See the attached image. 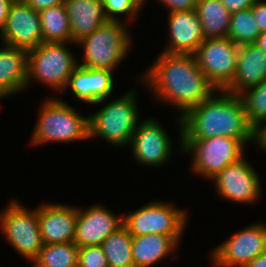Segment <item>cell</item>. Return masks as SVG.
<instances>
[{
    "label": "cell",
    "instance_id": "30",
    "mask_svg": "<svg viewBox=\"0 0 266 267\" xmlns=\"http://www.w3.org/2000/svg\"><path fill=\"white\" fill-rule=\"evenodd\" d=\"M77 267H109L101 245L79 247Z\"/></svg>",
    "mask_w": 266,
    "mask_h": 267
},
{
    "label": "cell",
    "instance_id": "22",
    "mask_svg": "<svg viewBox=\"0 0 266 267\" xmlns=\"http://www.w3.org/2000/svg\"><path fill=\"white\" fill-rule=\"evenodd\" d=\"M177 244L172 237L166 235L132 236L134 267H150L172 253Z\"/></svg>",
    "mask_w": 266,
    "mask_h": 267
},
{
    "label": "cell",
    "instance_id": "32",
    "mask_svg": "<svg viewBox=\"0 0 266 267\" xmlns=\"http://www.w3.org/2000/svg\"><path fill=\"white\" fill-rule=\"evenodd\" d=\"M260 32L266 31V1L258 0L251 7Z\"/></svg>",
    "mask_w": 266,
    "mask_h": 267
},
{
    "label": "cell",
    "instance_id": "23",
    "mask_svg": "<svg viewBox=\"0 0 266 267\" xmlns=\"http://www.w3.org/2000/svg\"><path fill=\"white\" fill-rule=\"evenodd\" d=\"M195 11L201 22L204 39L227 37L231 14L221 0H198Z\"/></svg>",
    "mask_w": 266,
    "mask_h": 267
},
{
    "label": "cell",
    "instance_id": "31",
    "mask_svg": "<svg viewBox=\"0 0 266 267\" xmlns=\"http://www.w3.org/2000/svg\"><path fill=\"white\" fill-rule=\"evenodd\" d=\"M168 7L169 12L189 11L196 8L198 0H158Z\"/></svg>",
    "mask_w": 266,
    "mask_h": 267
},
{
    "label": "cell",
    "instance_id": "34",
    "mask_svg": "<svg viewBox=\"0 0 266 267\" xmlns=\"http://www.w3.org/2000/svg\"><path fill=\"white\" fill-rule=\"evenodd\" d=\"M28 6L35 11L49 8L51 6L64 4L65 0H23Z\"/></svg>",
    "mask_w": 266,
    "mask_h": 267
},
{
    "label": "cell",
    "instance_id": "29",
    "mask_svg": "<svg viewBox=\"0 0 266 267\" xmlns=\"http://www.w3.org/2000/svg\"><path fill=\"white\" fill-rule=\"evenodd\" d=\"M107 20L118 21L117 15L134 17L144 4L143 0H102Z\"/></svg>",
    "mask_w": 266,
    "mask_h": 267
},
{
    "label": "cell",
    "instance_id": "24",
    "mask_svg": "<svg viewBox=\"0 0 266 267\" xmlns=\"http://www.w3.org/2000/svg\"><path fill=\"white\" fill-rule=\"evenodd\" d=\"M43 42L72 43L71 27L65 4L39 11Z\"/></svg>",
    "mask_w": 266,
    "mask_h": 267
},
{
    "label": "cell",
    "instance_id": "17",
    "mask_svg": "<svg viewBox=\"0 0 266 267\" xmlns=\"http://www.w3.org/2000/svg\"><path fill=\"white\" fill-rule=\"evenodd\" d=\"M170 45L164 52L194 55L204 41L202 26L195 9L169 12Z\"/></svg>",
    "mask_w": 266,
    "mask_h": 267
},
{
    "label": "cell",
    "instance_id": "38",
    "mask_svg": "<svg viewBox=\"0 0 266 267\" xmlns=\"http://www.w3.org/2000/svg\"><path fill=\"white\" fill-rule=\"evenodd\" d=\"M254 44H256V46L261 48L266 53V31L260 33Z\"/></svg>",
    "mask_w": 266,
    "mask_h": 267
},
{
    "label": "cell",
    "instance_id": "12",
    "mask_svg": "<svg viewBox=\"0 0 266 267\" xmlns=\"http://www.w3.org/2000/svg\"><path fill=\"white\" fill-rule=\"evenodd\" d=\"M0 35L4 44L30 50L43 42L39 11L15 0Z\"/></svg>",
    "mask_w": 266,
    "mask_h": 267
},
{
    "label": "cell",
    "instance_id": "7",
    "mask_svg": "<svg viewBox=\"0 0 266 267\" xmlns=\"http://www.w3.org/2000/svg\"><path fill=\"white\" fill-rule=\"evenodd\" d=\"M244 144L235 138L211 137L182 140V152L193 154L192 171L207 179H213L227 165L243 157Z\"/></svg>",
    "mask_w": 266,
    "mask_h": 267
},
{
    "label": "cell",
    "instance_id": "18",
    "mask_svg": "<svg viewBox=\"0 0 266 267\" xmlns=\"http://www.w3.org/2000/svg\"><path fill=\"white\" fill-rule=\"evenodd\" d=\"M112 72L78 65L69 77L67 86L70 85L73 94L83 102L102 103L109 98L114 88Z\"/></svg>",
    "mask_w": 266,
    "mask_h": 267
},
{
    "label": "cell",
    "instance_id": "1",
    "mask_svg": "<svg viewBox=\"0 0 266 267\" xmlns=\"http://www.w3.org/2000/svg\"><path fill=\"white\" fill-rule=\"evenodd\" d=\"M144 76L158 99L178 106L180 118L216 91L191 54L161 52Z\"/></svg>",
    "mask_w": 266,
    "mask_h": 267
},
{
    "label": "cell",
    "instance_id": "13",
    "mask_svg": "<svg viewBox=\"0 0 266 267\" xmlns=\"http://www.w3.org/2000/svg\"><path fill=\"white\" fill-rule=\"evenodd\" d=\"M246 160L227 165L214 178L217 193L225 199L250 203L261 194V182L255 169Z\"/></svg>",
    "mask_w": 266,
    "mask_h": 267
},
{
    "label": "cell",
    "instance_id": "16",
    "mask_svg": "<svg viewBox=\"0 0 266 267\" xmlns=\"http://www.w3.org/2000/svg\"><path fill=\"white\" fill-rule=\"evenodd\" d=\"M38 219L43 244L73 242L77 208L66 204L42 203L38 207Z\"/></svg>",
    "mask_w": 266,
    "mask_h": 267
},
{
    "label": "cell",
    "instance_id": "25",
    "mask_svg": "<svg viewBox=\"0 0 266 267\" xmlns=\"http://www.w3.org/2000/svg\"><path fill=\"white\" fill-rule=\"evenodd\" d=\"M109 267H134L132 256V235L122 225L101 244Z\"/></svg>",
    "mask_w": 266,
    "mask_h": 267
},
{
    "label": "cell",
    "instance_id": "11",
    "mask_svg": "<svg viewBox=\"0 0 266 267\" xmlns=\"http://www.w3.org/2000/svg\"><path fill=\"white\" fill-rule=\"evenodd\" d=\"M266 252V224H253L237 232L212 252L217 267H244Z\"/></svg>",
    "mask_w": 266,
    "mask_h": 267
},
{
    "label": "cell",
    "instance_id": "21",
    "mask_svg": "<svg viewBox=\"0 0 266 267\" xmlns=\"http://www.w3.org/2000/svg\"><path fill=\"white\" fill-rule=\"evenodd\" d=\"M72 42L91 34L107 20L102 0H65Z\"/></svg>",
    "mask_w": 266,
    "mask_h": 267
},
{
    "label": "cell",
    "instance_id": "27",
    "mask_svg": "<svg viewBox=\"0 0 266 267\" xmlns=\"http://www.w3.org/2000/svg\"><path fill=\"white\" fill-rule=\"evenodd\" d=\"M260 33L251 8L231 14L227 37L238 46L254 44Z\"/></svg>",
    "mask_w": 266,
    "mask_h": 267
},
{
    "label": "cell",
    "instance_id": "20",
    "mask_svg": "<svg viewBox=\"0 0 266 267\" xmlns=\"http://www.w3.org/2000/svg\"><path fill=\"white\" fill-rule=\"evenodd\" d=\"M28 50L4 44L0 48V97L27 86Z\"/></svg>",
    "mask_w": 266,
    "mask_h": 267
},
{
    "label": "cell",
    "instance_id": "26",
    "mask_svg": "<svg viewBox=\"0 0 266 267\" xmlns=\"http://www.w3.org/2000/svg\"><path fill=\"white\" fill-rule=\"evenodd\" d=\"M78 254L74 242L43 244L32 267H77Z\"/></svg>",
    "mask_w": 266,
    "mask_h": 267
},
{
    "label": "cell",
    "instance_id": "6",
    "mask_svg": "<svg viewBox=\"0 0 266 267\" xmlns=\"http://www.w3.org/2000/svg\"><path fill=\"white\" fill-rule=\"evenodd\" d=\"M64 44L66 42H42L28 50L27 85L34 78L57 92L64 91L69 77L79 65Z\"/></svg>",
    "mask_w": 266,
    "mask_h": 267
},
{
    "label": "cell",
    "instance_id": "15",
    "mask_svg": "<svg viewBox=\"0 0 266 267\" xmlns=\"http://www.w3.org/2000/svg\"><path fill=\"white\" fill-rule=\"evenodd\" d=\"M77 209V221L73 242L78 247L101 245L108 235L123 225V216L94 205L86 211Z\"/></svg>",
    "mask_w": 266,
    "mask_h": 267
},
{
    "label": "cell",
    "instance_id": "2",
    "mask_svg": "<svg viewBox=\"0 0 266 267\" xmlns=\"http://www.w3.org/2000/svg\"><path fill=\"white\" fill-rule=\"evenodd\" d=\"M221 92L220 96L211 95L177 119L181 124V143L215 136L239 139L244 145L254 141V128L248 123L240 96Z\"/></svg>",
    "mask_w": 266,
    "mask_h": 267
},
{
    "label": "cell",
    "instance_id": "19",
    "mask_svg": "<svg viewBox=\"0 0 266 267\" xmlns=\"http://www.w3.org/2000/svg\"><path fill=\"white\" fill-rule=\"evenodd\" d=\"M266 78V53L256 46H239L236 72L232 83L225 91L239 95L244 90L258 85Z\"/></svg>",
    "mask_w": 266,
    "mask_h": 267
},
{
    "label": "cell",
    "instance_id": "10",
    "mask_svg": "<svg viewBox=\"0 0 266 267\" xmlns=\"http://www.w3.org/2000/svg\"><path fill=\"white\" fill-rule=\"evenodd\" d=\"M239 46L230 38H207L198 46L194 56L200 70L218 92L233 81Z\"/></svg>",
    "mask_w": 266,
    "mask_h": 267
},
{
    "label": "cell",
    "instance_id": "36",
    "mask_svg": "<svg viewBox=\"0 0 266 267\" xmlns=\"http://www.w3.org/2000/svg\"><path fill=\"white\" fill-rule=\"evenodd\" d=\"M15 0H0V31L4 27L10 8Z\"/></svg>",
    "mask_w": 266,
    "mask_h": 267
},
{
    "label": "cell",
    "instance_id": "28",
    "mask_svg": "<svg viewBox=\"0 0 266 267\" xmlns=\"http://www.w3.org/2000/svg\"><path fill=\"white\" fill-rule=\"evenodd\" d=\"M250 91H249V90ZM239 94L248 123L255 129L266 120V78Z\"/></svg>",
    "mask_w": 266,
    "mask_h": 267
},
{
    "label": "cell",
    "instance_id": "33",
    "mask_svg": "<svg viewBox=\"0 0 266 267\" xmlns=\"http://www.w3.org/2000/svg\"><path fill=\"white\" fill-rule=\"evenodd\" d=\"M258 0H221L230 14L251 8Z\"/></svg>",
    "mask_w": 266,
    "mask_h": 267
},
{
    "label": "cell",
    "instance_id": "14",
    "mask_svg": "<svg viewBox=\"0 0 266 267\" xmlns=\"http://www.w3.org/2000/svg\"><path fill=\"white\" fill-rule=\"evenodd\" d=\"M132 152L138 163L161 166L171 154L172 143L164 128L156 120H144L133 133Z\"/></svg>",
    "mask_w": 266,
    "mask_h": 267
},
{
    "label": "cell",
    "instance_id": "37",
    "mask_svg": "<svg viewBox=\"0 0 266 267\" xmlns=\"http://www.w3.org/2000/svg\"><path fill=\"white\" fill-rule=\"evenodd\" d=\"M244 267H266V252L258 255Z\"/></svg>",
    "mask_w": 266,
    "mask_h": 267
},
{
    "label": "cell",
    "instance_id": "4",
    "mask_svg": "<svg viewBox=\"0 0 266 267\" xmlns=\"http://www.w3.org/2000/svg\"><path fill=\"white\" fill-rule=\"evenodd\" d=\"M125 27L120 19L108 20L76 42L84 50V62L79 66L114 71L130 49L131 39Z\"/></svg>",
    "mask_w": 266,
    "mask_h": 267
},
{
    "label": "cell",
    "instance_id": "5",
    "mask_svg": "<svg viewBox=\"0 0 266 267\" xmlns=\"http://www.w3.org/2000/svg\"><path fill=\"white\" fill-rule=\"evenodd\" d=\"M135 92H129L89 116V138L101 136L115 146L130 144L138 126Z\"/></svg>",
    "mask_w": 266,
    "mask_h": 267
},
{
    "label": "cell",
    "instance_id": "8",
    "mask_svg": "<svg viewBox=\"0 0 266 267\" xmlns=\"http://www.w3.org/2000/svg\"><path fill=\"white\" fill-rule=\"evenodd\" d=\"M0 230L7 242L23 257L31 262L38 256L43 247L41 238L38 207L28 211L17 201L9 203L0 214Z\"/></svg>",
    "mask_w": 266,
    "mask_h": 267
},
{
    "label": "cell",
    "instance_id": "3",
    "mask_svg": "<svg viewBox=\"0 0 266 267\" xmlns=\"http://www.w3.org/2000/svg\"><path fill=\"white\" fill-rule=\"evenodd\" d=\"M40 109L32 144L89 138V117H83L62 100L47 99Z\"/></svg>",
    "mask_w": 266,
    "mask_h": 267
},
{
    "label": "cell",
    "instance_id": "9",
    "mask_svg": "<svg viewBox=\"0 0 266 267\" xmlns=\"http://www.w3.org/2000/svg\"><path fill=\"white\" fill-rule=\"evenodd\" d=\"M187 214L171 204L150 202L123 217V225L132 236L160 234L172 237L177 243L185 229Z\"/></svg>",
    "mask_w": 266,
    "mask_h": 267
},
{
    "label": "cell",
    "instance_id": "35",
    "mask_svg": "<svg viewBox=\"0 0 266 267\" xmlns=\"http://www.w3.org/2000/svg\"><path fill=\"white\" fill-rule=\"evenodd\" d=\"M266 120L254 129V141L266 151ZM263 126V127H262Z\"/></svg>",
    "mask_w": 266,
    "mask_h": 267
}]
</instances>
